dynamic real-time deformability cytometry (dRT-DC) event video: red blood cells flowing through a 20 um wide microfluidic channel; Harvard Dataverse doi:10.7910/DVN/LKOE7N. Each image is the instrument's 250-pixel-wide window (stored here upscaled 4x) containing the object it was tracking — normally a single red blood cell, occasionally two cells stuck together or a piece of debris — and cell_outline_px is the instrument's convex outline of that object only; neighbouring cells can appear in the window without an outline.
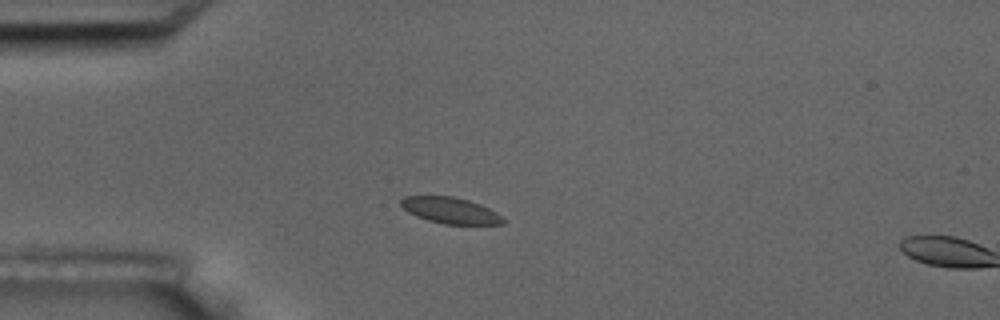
{"species": "common noctule bat (a hibernating species)", "species_latin": "Nyctalus noctula", "temperature_condition": "room temperature", "stored_images_in_passage": 4, "camera_frame_rate_fps": 3000, "um_per_image_px": 0.085, "animal": {"sex": "male", "body_mass_g": 17.5, "forearm_length_mm": 52.3}, "frame": {"image": 1, "passage_image": 3, "time_ms": 2.667, "image_size_px": [1000, 320], "cell_outline_px": [[504, 224], [444, 224], [428, 220], [416, 216], [408, 212], [400, 204], [400, 200], [404, 196], [452, 196], [468, 200], [480, 204], [496, 212], [504, 220]], "centroid_in_image_um": [38.25, 17.88], "position_along_channel_um": 46.7, "area_um2": 15.43}}